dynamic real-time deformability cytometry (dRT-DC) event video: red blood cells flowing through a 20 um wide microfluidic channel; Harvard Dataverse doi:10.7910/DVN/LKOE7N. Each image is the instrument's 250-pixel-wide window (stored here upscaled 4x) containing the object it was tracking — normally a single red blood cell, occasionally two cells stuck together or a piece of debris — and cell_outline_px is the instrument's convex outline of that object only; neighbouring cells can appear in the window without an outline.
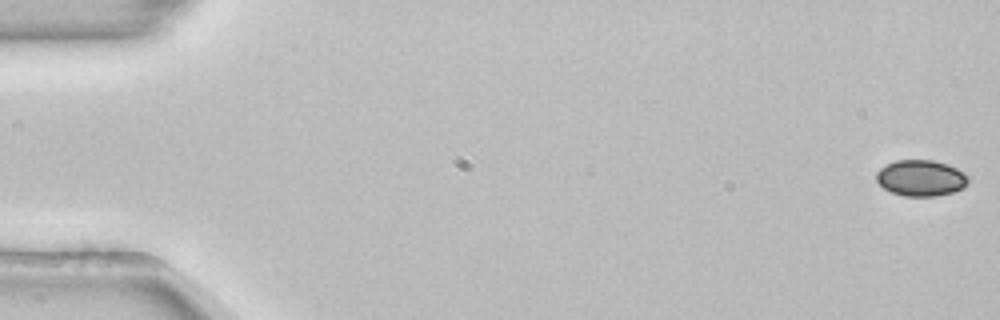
{"species": "common noctule bat (a hibernating species)", "species_latin": "Nyctalus noctula", "temperature_condition": "room temperature", "stored_images_in_passage": 53, "camera_frame_rate_fps": 3000, "um_per_image_px": 0.085, "animal": {"sex": "female", "body_mass_g": 22.7, "forearm_length_mm": 54.2}, "frame": {"image": 1, "passage_image": 1, "time_ms": 0.0, "image_size_px": [1000, 320], "cell_outline_px": [[972, 176], [968, 184], [964, 188], [952, 192], [936, 196], [904, 196], [892, 192], [884, 188], [876, 180], [876, 172], [880, 168], [896, 160], [932, 160], [948, 164]], "centroid_in_image_um": [78.33, 15.13], "position_along_channel_um": 6.7, "area_um2": 19.54}}
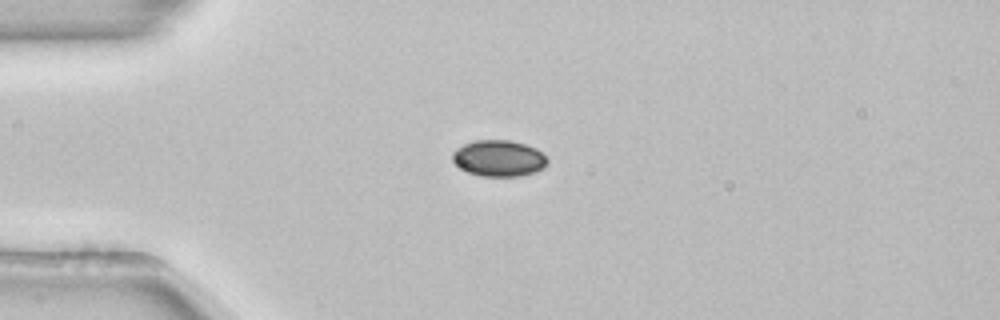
{"frame": {"image": 2, "passage_image": 14, "time_ms": 4.333, "image_size_px": [1000, 320], "cell_outline_px": [[548, 160], [544, 168], [536, 172], [520, 176], [480, 176], [468, 172], [456, 164], [452, 160], [452, 152], [456, 148], [464, 144], [476, 140], [512, 140], [536, 148]], "centroid_in_image_um": [42.39, 13.45], "position_along_channel_um": 42.6, "area_um2": 20.06}}
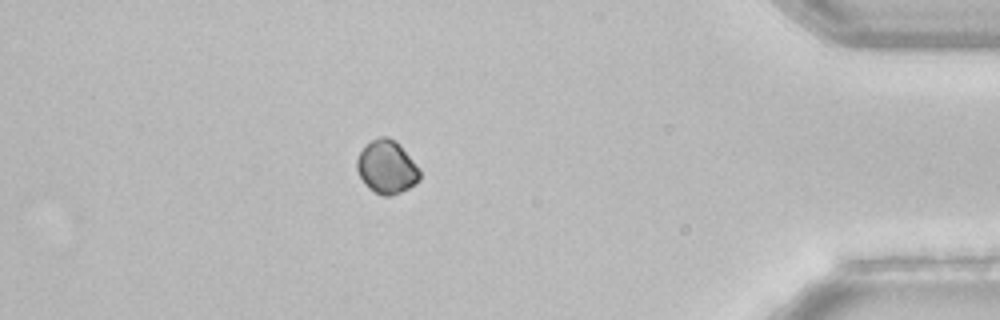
{"frame": {"image": 3, "passage_image": 47, "time_ms": 15.333, "image_size_px": [1000, 320], "cell_outline_px": [[420, 180], [416, 184], [400, 192], [388, 196], [384, 196], [368, 188], [364, 184], [356, 168], [356, 160], [360, 152], [372, 140], [380, 136], [388, 136], [396, 140], [420, 168]], "centroid_in_image_um": [32.89, 14.19], "position_along_channel_um": 402.3, "area_um2": 19.54}}